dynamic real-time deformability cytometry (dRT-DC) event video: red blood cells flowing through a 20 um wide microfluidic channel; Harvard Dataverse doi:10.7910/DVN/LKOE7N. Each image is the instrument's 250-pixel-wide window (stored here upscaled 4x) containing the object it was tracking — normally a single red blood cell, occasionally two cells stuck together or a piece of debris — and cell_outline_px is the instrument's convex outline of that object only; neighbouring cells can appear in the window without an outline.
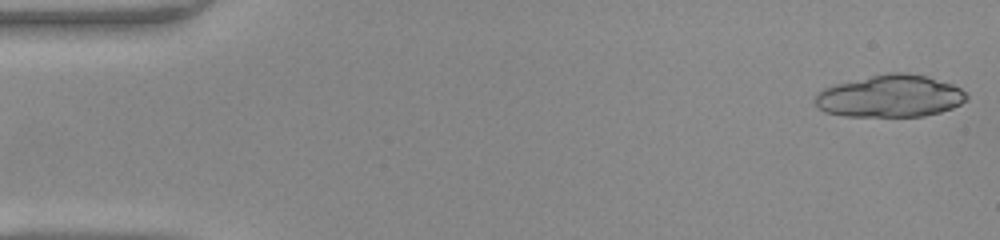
{"species": "common noctule bat (a hibernating species)", "species_latin": "Nyctalus noctula", "temperature_condition": "warm", "stored_images_in_passage": 29, "camera_frame_rate_fps": 3000, "um_per_image_px": 0.085, "animal": {"sex": "female", "body_mass_g": 22.0, "forearm_length_mm": 56.7}, "frame": {"image": 1, "passage_image": 1, "time_ms": 0.0, "image_size_px": [1000, 240], "cell_outline_px": [[964, 100], [948, 108], [936, 112], [916, 116], [880, 116], [832, 112], [824, 108], [820, 96], [824, 92], [832, 88], [880, 76], [920, 76], [956, 88], [964, 96]], "centroid_in_image_um": [75.79, 8.23], "position_along_channel_um": 9.2, "area_um2": 32.08}}